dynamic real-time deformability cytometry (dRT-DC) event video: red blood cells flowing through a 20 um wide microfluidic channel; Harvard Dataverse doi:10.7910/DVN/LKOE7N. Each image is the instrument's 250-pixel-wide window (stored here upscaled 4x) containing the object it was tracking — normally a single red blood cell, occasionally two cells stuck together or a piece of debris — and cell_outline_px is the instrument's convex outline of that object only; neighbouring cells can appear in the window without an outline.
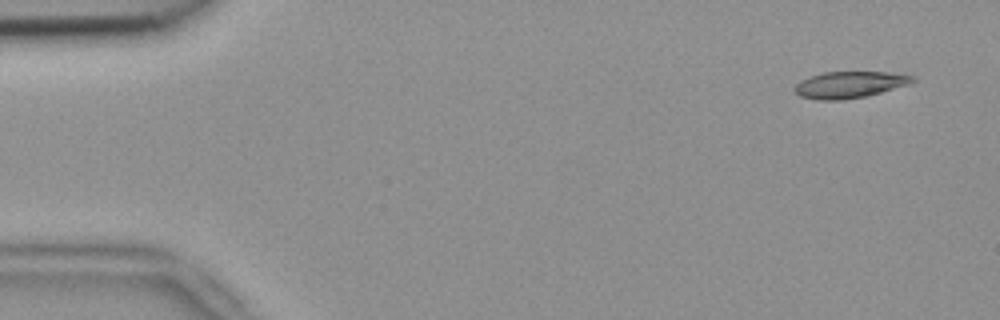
{"species": "common noctule bat (a hibernating species)", "species_latin": "Nyctalus noctula", "temperature_condition": "room temperature", "stored_images_in_passage": 13, "camera_frame_rate_fps": 3000, "um_per_image_px": 0.085, "animal": {"sex": "female", "body_mass_g": 18.4}, "frame": {"image": 1, "passage_image": 1, "time_ms": 0.0, "image_size_px": [1000, 320], "cell_outline_px": [[916, 80], [908, 84], [880, 92], [864, 96], [840, 100], [816, 100], [800, 96], [792, 92], [792, 88], [800, 80], [824, 72], [888, 72], [912, 76]], "centroid_in_image_um": [72.12, 7.2], "position_along_channel_um": 12.9, "area_um2": 18.09}}
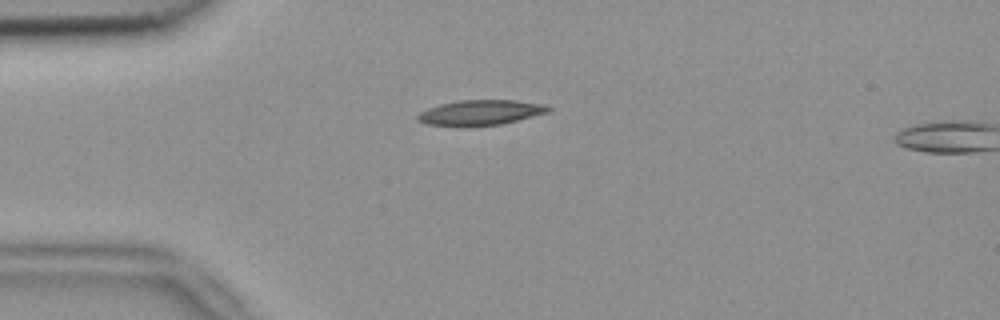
{"frame": {"image": 2, "passage_image": 11, "time_ms": 3.333, "image_size_px": [1000, 320], "cell_outline_px": [[552, 108], [548, 112], [500, 124], [428, 124], [416, 120], [416, 116], [420, 112], [428, 108], [440, 104], [460, 100], [516, 100], [544, 104]], "centroid_in_image_um": [40.86, 9.52], "position_along_channel_um": 44.1, "area_um2": 18.38}}